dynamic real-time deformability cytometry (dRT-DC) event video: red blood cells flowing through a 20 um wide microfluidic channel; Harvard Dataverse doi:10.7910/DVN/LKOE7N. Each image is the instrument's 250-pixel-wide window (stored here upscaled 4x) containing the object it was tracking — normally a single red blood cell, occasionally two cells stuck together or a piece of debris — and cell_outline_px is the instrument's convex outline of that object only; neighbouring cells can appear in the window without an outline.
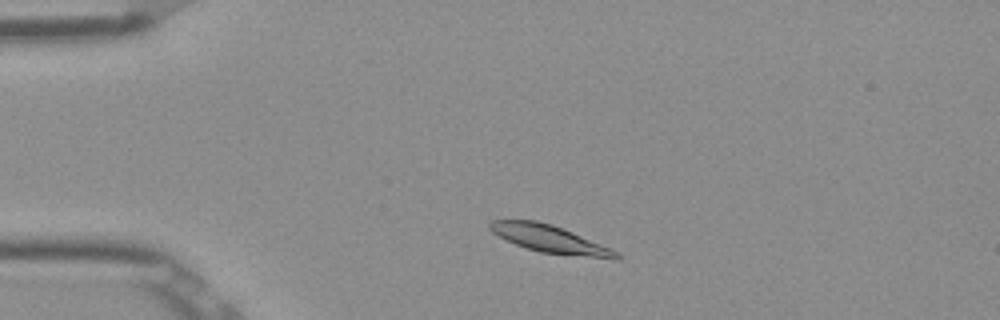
{"species": "Egyptian fruit bat (a non-hibernating species)", "species_latin": "Rousettus aegyptiacus", "temperature_condition": "room temperature", "stored_images_in_passage": 47, "camera_frame_rate_fps": 3000, "um_per_image_px": 0.085, "frame": {"image": 1, "passage_image": 6, "time_ms": 1.667, "image_size_px": [1000, 320], "cell_outline_px": [[620, 260], [616, 260], [540, 252], [516, 244], [492, 232], [488, 228], [488, 224], [492, 220], [536, 220], [552, 224], [612, 248], [620, 256]], "centroid_in_image_um": [46.78, 20.32], "position_along_channel_um": 38.2, "area_um2": 20.11}}
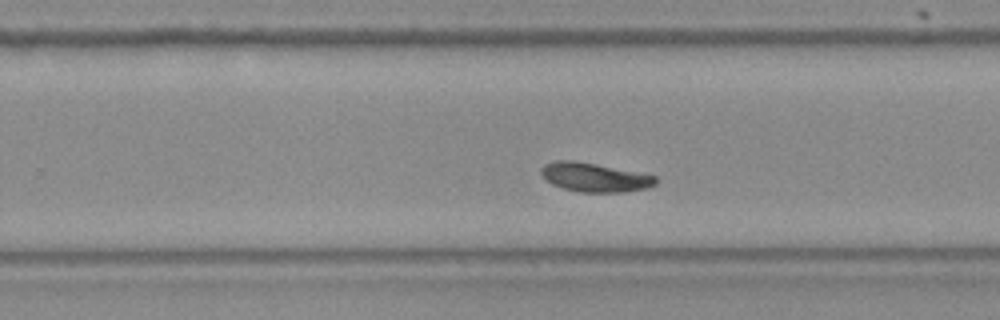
{"frame": {"image": 2, "passage_image": 28, "time_ms": 9.0, "image_size_px": [1000, 320], "cell_outline_px": [[656, 184], [648, 188], [624, 192], [580, 192], [564, 188], [552, 184], [540, 172], [540, 168], [544, 164], [556, 160], [572, 160], [596, 164], [656, 176]], "centroid_in_image_um": [50.53, 15.07], "position_along_channel_um": 279.3, "area_um2": 19.13}}
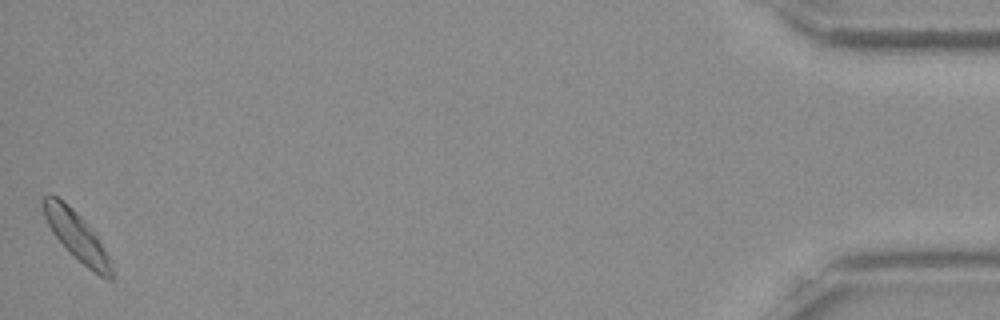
{"frame": {"image": 3, "passage_image": 47, "time_ms": 15.333, "image_size_px": [1000, 320], "cell_outline_px": [[112, 280], [108, 280], [100, 276], [88, 268], [52, 232], [44, 216], [40, 200], [48, 192], [56, 196], [68, 204], [96, 232], [112, 260]], "centroid_in_image_um": [6.54, 20.01], "position_along_channel_um": 428.7, "area_um2": 19.31}, "authors_computed_cell_mechanics": {"area_um2": 19.4208, "velocity_mm_per_s": 3.7966, "shape_relaxation_time_tau1_ms": 5.2942, "shape_relaxation_time_tau2_ms": null, "deformation_change_tau1": 0.1624, "deformation_change_tau2": null}}